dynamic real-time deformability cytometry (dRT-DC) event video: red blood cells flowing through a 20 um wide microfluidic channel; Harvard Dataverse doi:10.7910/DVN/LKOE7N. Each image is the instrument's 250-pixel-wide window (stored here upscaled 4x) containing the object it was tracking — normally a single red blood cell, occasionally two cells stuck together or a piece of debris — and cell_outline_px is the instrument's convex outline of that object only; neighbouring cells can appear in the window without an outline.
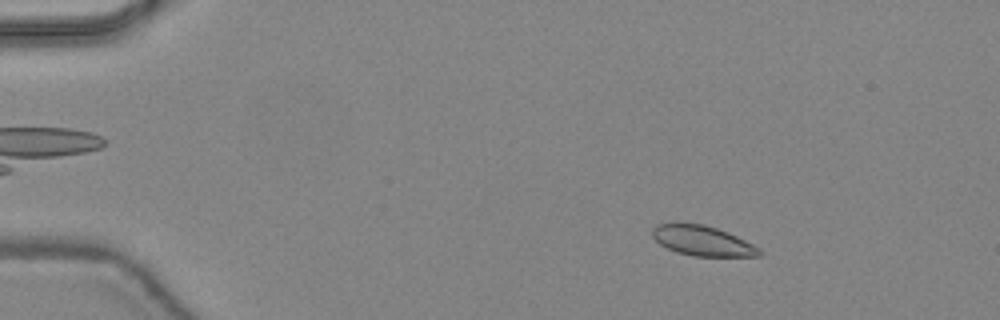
{"species": "common noctule bat (a hibernating species)", "species_latin": "Nyctalus noctula", "temperature_condition": "warm", "stored_images_in_passage": 47, "camera_frame_rate_fps": 3000, "um_per_image_px": 0.085, "animal": {"sex": "female", "body_mass_g": 24.6, "forearm_length_mm": 56.2}, "frame": {"image": 1, "passage_image": 7, "time_ms": 2.0, "image_size_px": [1000, 320], "cell_outline_px": [[764, 252], [760, 256], [692, 256], [676, 252], [660, 244], [652, 236], [652, 228], [656, 224], [676, 220], [680, 220], [704, 224], [728, 232], [760, 248]], "centroid_in_image_um": [59.65, 20.42], "position_along_channel_um": 25.4, "area_um2": 19.31}}
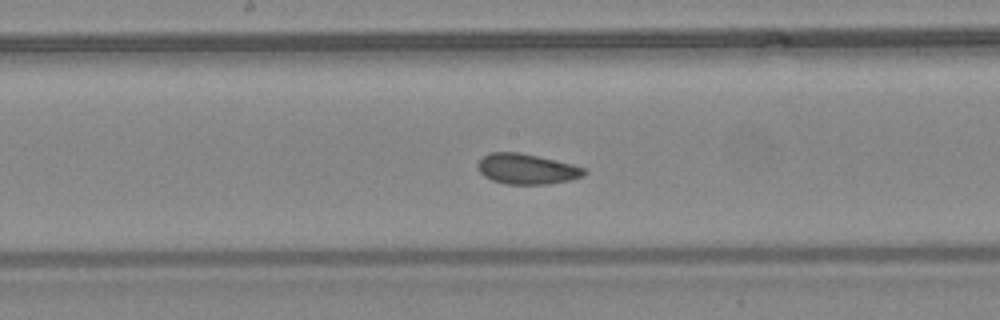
{"frame": {"image": 2, "passage_image": 25, "time_ms": 8.0, "image_size_px": [1000, 320], "cell_outline_px": [[588, 172], [584, 176], [568, 180], [548, 184], [508, 184], [492, 180], [484, 176], [476, 168], [476, 164], [488, 152], [520, 152], [572, 164], [588, 168]], "centroid_in_image_um": [44.78, 14.36], "position_along_channel_um": 203.4, "area_um2": 18.96}}
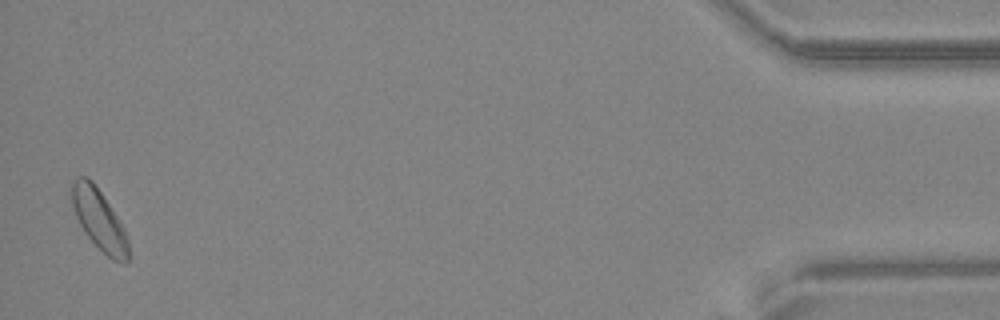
{"frame": {"image": 3, "passage_image": 46, "time_ms": 15.0, "image_size_px": [1000, 320], "cell_outline_px": [[128, 260], [124, 264], [112, 260], [84, 232], [76, 216], [72, 204], [68, 188], [80, 176], [88, 176], [92, 180], [124, 228], [128, 240]], "centroid_in_image_um": [8.4, 18.65], "position_along_channel_um": 426.8, "area_um2": 19.71}, "authors_computed_cell_mechanics": {"area_um2": 19.074, "velocity_mm_per_s": 4.4004, "shape_relaxation_time_tau1_ms": null, "shape_relaxation_time_tau2_ms": 1.2055, "deformation_change_tau1": null, "deformation_change_tau2": 0.0536}}